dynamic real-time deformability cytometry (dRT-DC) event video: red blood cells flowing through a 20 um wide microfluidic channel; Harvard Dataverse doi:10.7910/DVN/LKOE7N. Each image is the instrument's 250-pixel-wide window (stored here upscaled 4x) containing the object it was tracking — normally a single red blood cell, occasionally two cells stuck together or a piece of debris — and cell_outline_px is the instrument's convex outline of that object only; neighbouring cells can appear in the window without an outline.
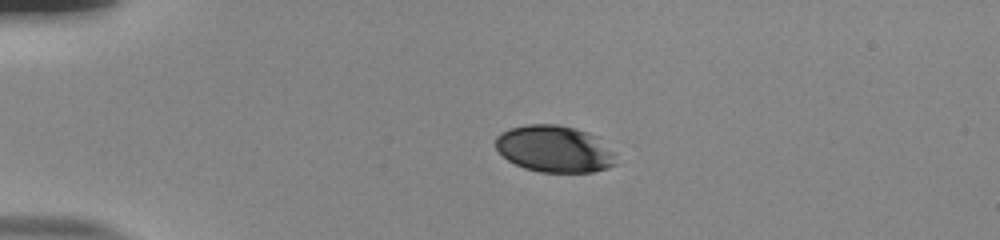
{"species": "human", "species_latin": "Homo sapiens", "temperature_condition": "room temperature", "stored_images_in_passage": 42, "camera_frame_rate_fps": 3000, "um_per_image_px": 0.085, "donor": {"sex": "male"}, "frame": {"image": 1, "passage_image": 1, "time_ms": 0.0, "image_size_px": [1000, 240], "cell_outline_px": [[616, 164], [608, 168], [592, 172], [540, 172], [524, 168], [508, 160], [496, 148], [496, 136], [500, 132], [508, 128], [528, 124], [560, 124], [576, 128], [588, 132], [596, 136], [616, 152]], "centroid_in_image_um": [47.16, 12.65], "position_along_channel_um": 37.8, "area_um2": 33.18}}
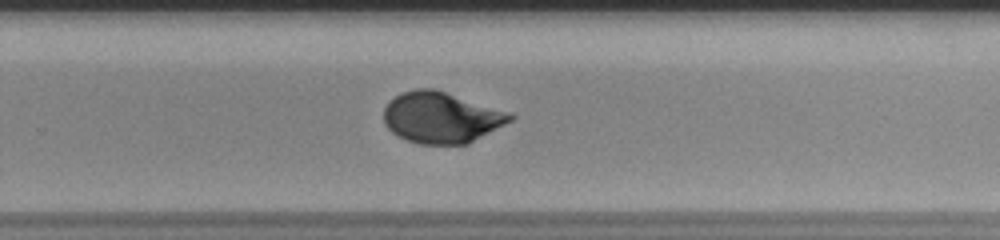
{"frame": {"image": 2, "passage_image": 25, "time_ms": 8.0, "image_size_px": [1000, 240], "cell_outline_px": [[516, 116], [512, 120], [468, 144], [420, 144], [408, 140], [392, 132], [384, 124], [384, 108], [388, 100], [404, 92], [416, 88], [432, 88], [512, 112]], "centroid_in_image_um": [37.52, 9.98], "position_along_channel_um": 292.3, "area_um2": 37.57}}
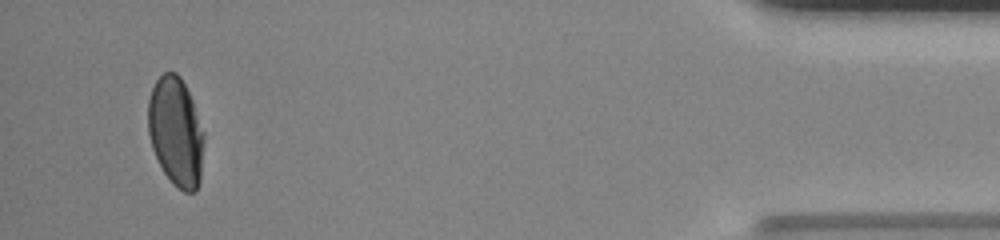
{"frame": {"image": 3, "passage_image": 40, "time_ms": 13.0, "image_size_px": [1000, 240], "cell_outline_px": [[204, 140], [200, 180], [196, 192], [184, 192], [172, 184], [164, 172], [152, 148], [148, 132], [148, 100], [152, 88], [156, 80], [164, 72], [176, 72], [180, 76], [192, 100], [204, 132]], "centroid_in_image_um": [14.95, 11.21], "position_along_channel_um": 420.3, "area_um2": 35.55}, "authors_computed_cell_mechanics": {"area_um2": 36.9342, "velocity_mm_per_s": 3.8355, "shape_relaxation_time_tau1_ms": 5.0643, "shape_relaxation_time_tau2_ms": null, "deformation_change_tau1": 0.1785, "deformation_change_tau2": null}}